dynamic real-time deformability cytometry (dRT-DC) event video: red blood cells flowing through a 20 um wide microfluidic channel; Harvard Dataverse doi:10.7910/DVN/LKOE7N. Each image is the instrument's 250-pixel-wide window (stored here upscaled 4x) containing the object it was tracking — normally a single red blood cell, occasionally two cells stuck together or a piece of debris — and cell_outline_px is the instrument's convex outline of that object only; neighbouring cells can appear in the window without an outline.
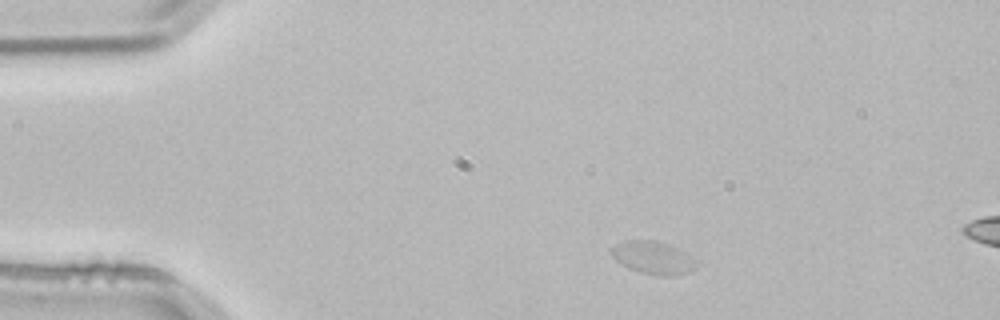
{"species": "common noctule bat (a hibernating species)", "species_latin": "Nyctalus noctula", "temperature_condition": "room temperature", "stored_images_in_passage": 3, "camera_frame_rate_fps": 3000, "um_per_image_px": 0.085, "animal": {"sex": "male", "body_mass_g": 21.5, "forearm_length_mm": 52.0}, "frame": {"image": 1, "passage_image": 1, "time_ms": 0.0, "image_size_px": [1000, 320], "cell_outline_px": [[696, 268], [688, 272], [676, 276], [656, 276], [640, 272], [628, 268], [616, 260], [608, 252], [608, 248], [624, 240], [656, 240], [668, 244], [684, 252], [696, 260]], "centroid_in_image_um": [55.47, 21.91], "position_along_channel_um": 29.5, "area_um2": 16.47}}